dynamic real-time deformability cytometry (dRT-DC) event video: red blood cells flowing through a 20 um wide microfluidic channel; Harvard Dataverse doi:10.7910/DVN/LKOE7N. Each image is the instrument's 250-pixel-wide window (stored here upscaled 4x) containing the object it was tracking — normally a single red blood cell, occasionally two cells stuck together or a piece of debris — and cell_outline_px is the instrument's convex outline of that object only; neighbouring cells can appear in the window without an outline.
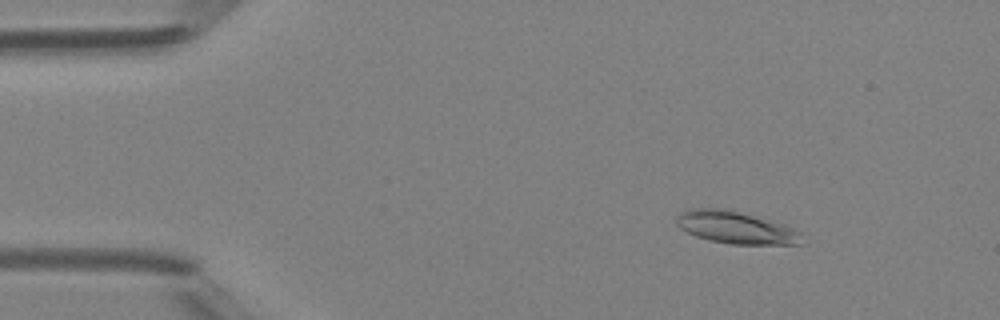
{"species": "Egyptian fruit bat (a non-hibernating species)", "species_latin": "Rousettus aegyptiacus", "temperature_condition": "room temperature", "stored_images_in_passage": 48, "camera_frame_rate_fps": 3000, "um_per_image_px": 0.085, "animal": {"sex": "female"}, "frame": {"image": 1, "passage_image": 7, "time_ms": 2.0, "image_size_px": [1000, 320], "cell_outline_px": [[800, 244], [732, 244], [712, 240], [696, 236], [680, 228], [676, 224], [676, 220], [680, 212], [692, 208], [724, 208], [740, 212], [784, 224], [796, 228], [800, 232]], "centroid_in_image_um": [62.53, 19.33], "position_along_channel_um": 22.5, "area_um2": 23.35}}
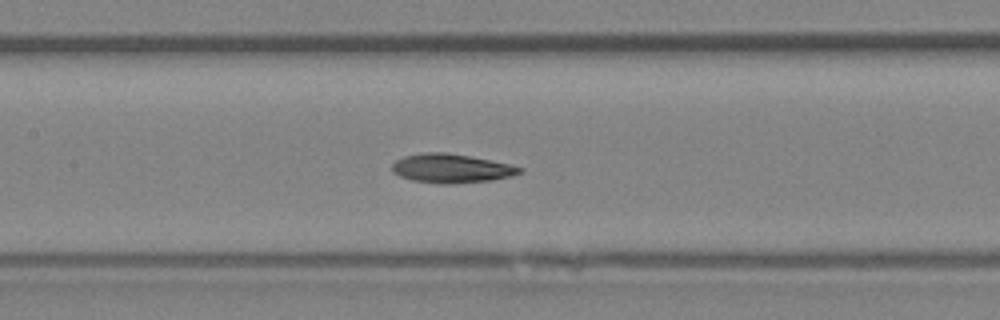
{"frame": {"image": 2, "passage_image": 23, "time_ms": 7.333, "image_size_px": [1000, 320], "cell_outline_px": [[524, 172], [512, 176], [492, 180], [448, 184], [440, 184], [412, 180], [400, 176], [392, 172], [392, 164], [396, 160], [404, 156], [428, 152], [444, 152], [468, 156], [512, 164], [524, 168]], "centroid_in_image_um": [38.4, 14.32], "position_along_channel_um": 169.0, "area_um2": 21.56}}
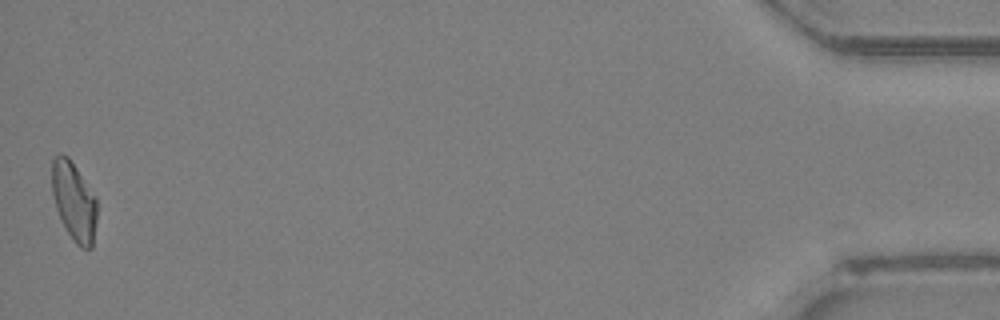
{"frame": {"image": 3, "passage_image": 48, "time_ms": 15.667, "image_size_px": [1000, 320], "cell_outline_px": [[96, 220], [92, 248], [80, 248], [76, 244], [60, 220], [56, 208], [52, 192], [52, 160], [60, 152], [68, 156], [96, 196]], "centroid_in_image_um": [6.28, 17.1], "position_along_channel_um": 428.9, "area_um2": 20.63}, "authors_computed_cell_mechanics": {"area_um2": 21.386, "velocity_mm_per_s": 4.2823, "shape_relaxation_time_tau1_ms": 5.8031, "shape_relaxation_time_tau2_ms": 4.7061, "deformation_change_tau1": 0.1528, "deformation_change_tau2": 0.1138}}